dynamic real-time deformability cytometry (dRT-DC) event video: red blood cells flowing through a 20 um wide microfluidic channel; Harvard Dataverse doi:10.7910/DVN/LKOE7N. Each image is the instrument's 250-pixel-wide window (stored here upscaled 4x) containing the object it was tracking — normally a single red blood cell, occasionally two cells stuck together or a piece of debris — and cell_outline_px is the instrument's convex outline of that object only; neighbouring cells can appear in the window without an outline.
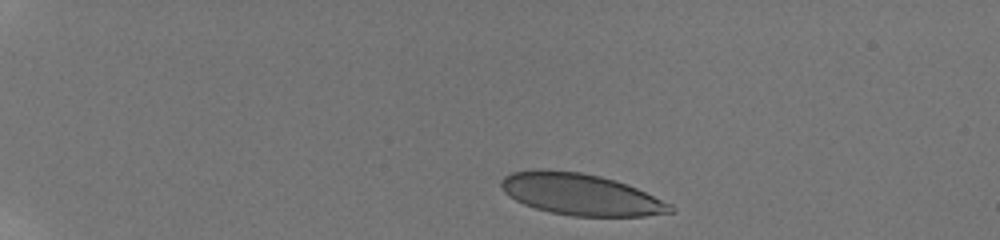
{"species": "human", "species_latin": "Homo sapiens", "temperature_condition": "room temperature", "stored_images_in_passage": 7, "camera_frame_rate_fps": 3000, "um_per_image_px": 0.085, "donor": {"sex": "male"}, "frame": {"image": 1, "passage_image": 1, "time_ms": 0.0, "image_size_px": [1000, 240], "cell_outline_px": [[676, 212], [644, 216], [572, 216], [552, 212], [536, 208], [524, 204], [508, 196], [504, 192], [500, 184], [500, 180], [504, 176], [512, 172], [580, 172], [600, 176], [616, 180], [636, 188], [672, 204], [676, 208]], "centroid_in_image_um": [49.43, 16.56], "position_along_channel_um": 35.6, "area_um2": 40.11}}
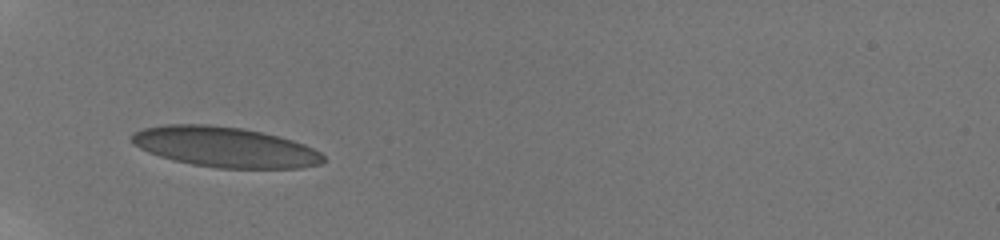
{"frame": {"image": 2, "passage_image": 4, "time_ms": 3.0, "image_size_px": [1000, 240], "cell_outline_px": [[324, 160], [320, 164], [300, 168], [216, 168], [192, 164], [172, 160], [148, 152], [132, 144], [132, 132], [144, 128], [164, 124], [208, 124], [244, 128], [280, 136], [304, 144], [320, 152], [324, 156]], "centroid_in_image_um": [19.1, 12.49], "position_along_channel_um": 65.9, "area_um2": 45.14}}
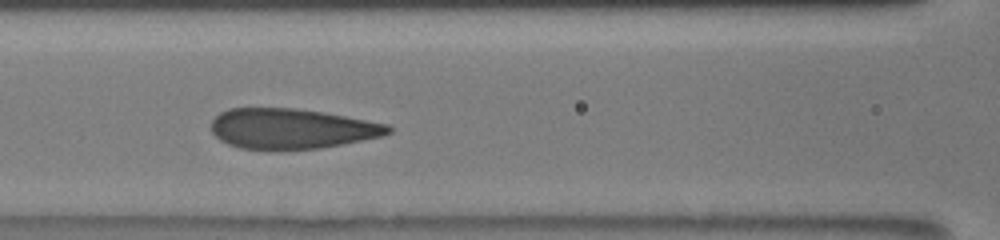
{"frame": {"image": 3, "passage_image": 6, "time_ms": 5.333, "image_size_px": [1000, 240], "cell_outline_px": [[392, 132], [384, 136], [320, 148], [240, 148], [228, 144], [220, 140], [212, 132], [212, 120], [220, 112], [228, 108], [296, 108], [324, 112], [388, 124], [392, 128]], "centroid_in_image_um": [24.8, 10.91], "position_along_channel_um": 141.8, "area_um2": 41.1}}